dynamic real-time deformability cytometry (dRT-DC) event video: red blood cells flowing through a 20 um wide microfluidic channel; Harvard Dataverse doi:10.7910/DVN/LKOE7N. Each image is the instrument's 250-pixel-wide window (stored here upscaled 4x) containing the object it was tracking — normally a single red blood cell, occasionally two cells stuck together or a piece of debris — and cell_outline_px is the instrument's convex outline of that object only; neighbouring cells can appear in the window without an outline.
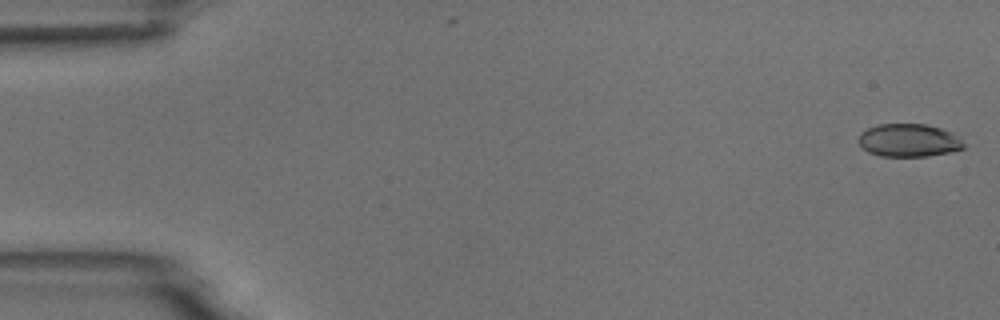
{"species": "common noctule bat (a hibernating species)", "species_latin": "Nyctalus noctula", "temperature_condition": "room temperature", "stored_images_in_passage": 6, "camera_frame_rate_fps": 3000, "um_per_image_px": 0.085, "animal": {"sex": "male", "body_mass_g": 18.8}, "frame": {"image": 1, "passage_image": 1, "time_ms": 0.0, "image_size_px": [1000, 320], "cell_outline_px": [[964, 148], [948, 152], [928, 156], [880, 156], [868, 152], [860, 144], [860, 132], [876, 124], [928, 124], [952, 132], [964, 144]], "centroid_in_image_um": [77.23, 11.92], "position_along_channel_um": 7.8, "area_um2": 20.06}}
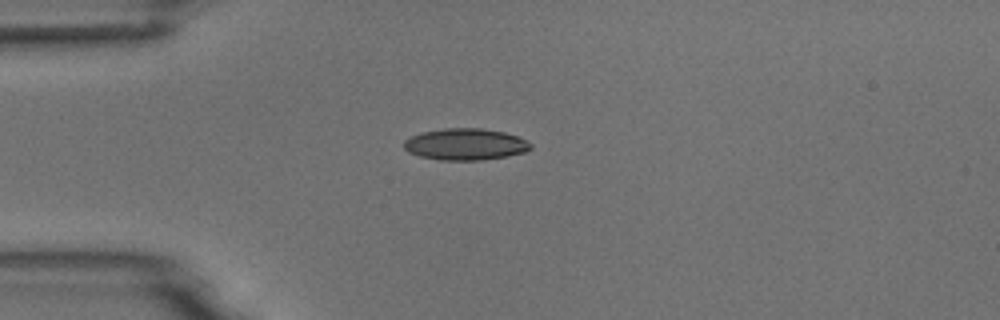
{"frame": {"image": 2, "passage_image": 4, "time_ms": 4.333, "image_size_px": [1000, 320], "cell_outline_px": [[532, 148], [524, 152], [508, 156], [480, 160], [440, 160], [420, 156], [408, 152], [404, 148], [404, 140], [420, 132], [444, 128], [480, 128], [504, 132], [516, 136], [532, 144]], "centroid_in_image_um": [39.54, 12.26], "position_along_channel_um": 45.5, "area_um2": 23.29}}
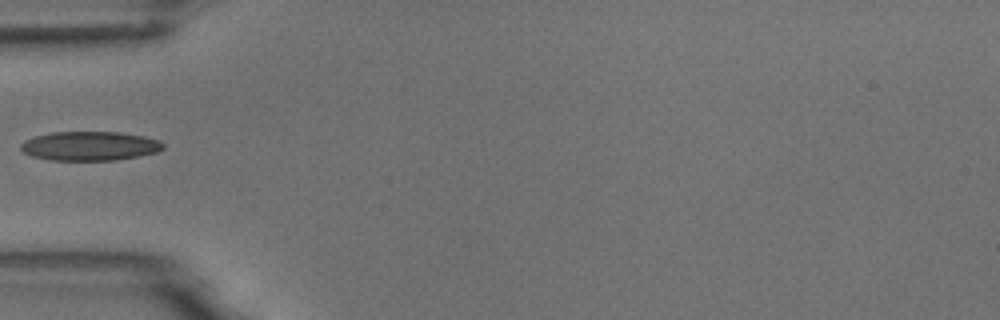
{"frame": {"image": 3, "passage_image": 5, "time_ms": 5.667, "image_size_px": [1000, 320], "cell_outline_px": [[164, 148], [156, 152], [116, 160], [52, 160], [32, 156], [24, 152], [20, 148], [20, 144], [24, 140], [32, 136], [52, 132], [120, 132], [144, 136], [160, 140], [164, 144]], "centroid_in_image_um": [7.61, 12.4], "position_along_channel_um": 77.4, "area_um2": 24.22}}